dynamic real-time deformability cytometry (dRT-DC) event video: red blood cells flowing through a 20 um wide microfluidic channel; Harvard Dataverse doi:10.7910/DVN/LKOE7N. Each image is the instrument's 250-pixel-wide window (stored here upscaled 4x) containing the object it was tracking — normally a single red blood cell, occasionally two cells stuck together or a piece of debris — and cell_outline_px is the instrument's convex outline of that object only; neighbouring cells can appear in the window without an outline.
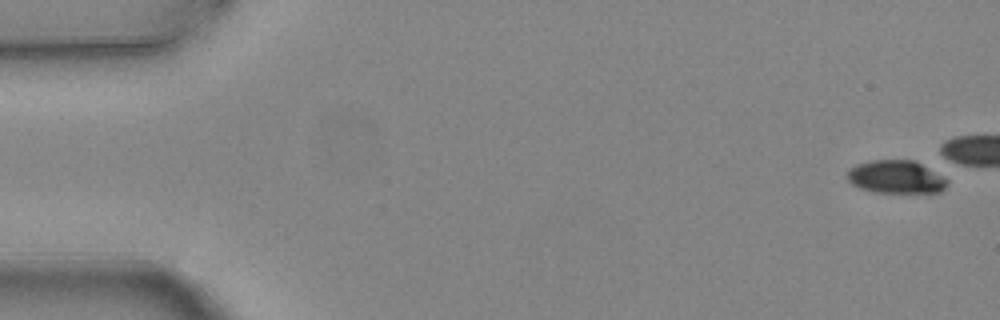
{"species": "common noctule bat (a hibernating species)", "species_latin": "Nyctalus noctula", "temperature_condition": "warm", "stored_images_in_passage": 6, "camera_frame_rate_fps": 3000, "um_per_image_px": 0.085, "animal": {"sex": "female", "body_mass_g": 24.6, "forearm_length_mm": 56.2}, "frame": {"image": 1, "passage_image": 1, "time_ms": 0.0, "image_size_px": [1000, 320], "cell_outline_px": [[948, 184], [940, 192], [876, 192], [860, 188], [852, 184], [848, 180], [848, 172], [856, 164], [872, 160], [916, 160], [944, 176], [948, 180]], "centroid_in_image_um": [76.2, 15.03], "position_along_channel_um": 8.8, "area_um2": 19.19}}
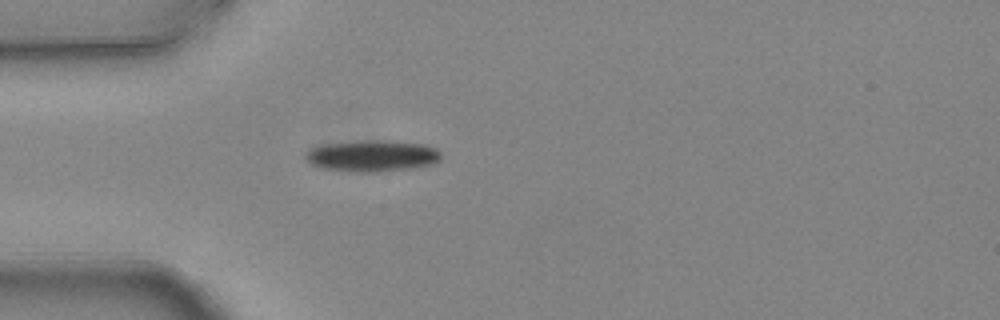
{"frame": {"image": 2, "passage_image": 6, "time_ms": 1.667, "image_size_px": [1000, 320], "cell_outline_px": [[440, 160], [436, 164], [412, 168], [368, 172], [324, 168], [312, 164], [304, 156], [312, 148], [320, 144], [364, 140], [380, 140], [424, 144], [436, 148], [440, 152]], "centroid_in_image_um": [31.68, 13.23], "position_along_channel_um": 53.3, "area_um2": 24.51}}